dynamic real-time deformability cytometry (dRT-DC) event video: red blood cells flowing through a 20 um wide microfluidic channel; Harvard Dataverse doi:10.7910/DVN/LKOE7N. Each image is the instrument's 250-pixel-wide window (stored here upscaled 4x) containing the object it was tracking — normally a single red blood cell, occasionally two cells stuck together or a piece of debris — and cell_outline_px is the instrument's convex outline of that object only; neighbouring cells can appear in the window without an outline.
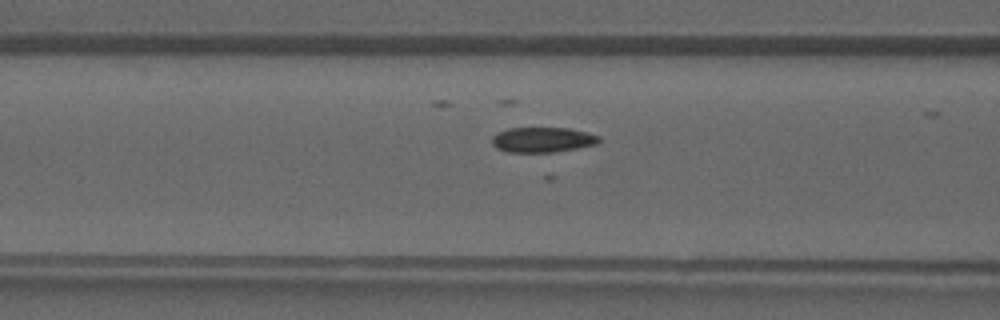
{"species": "common noctule bat (a hibernating species)", "species_latin": "Nyctalus noctula", "temperature_condition": "warm", "stored_images_in_passage": 22, "camera_frame_rate_fps": 3000, "um_per_image_px": 0.085, "animal": {"sex": "male", "forearm_length_mm": 52.5}, "frame": {"image": 1, "passage_image": 6, "time_ms": 1.667, "image_size_px": [1000, 320], "cell_outline_px": [[600, 144], [552, 152], [508, 152], [496, 148], [492, 144], [492, 136], [508, 128], [568, 128], [588, 132], [600, 136]], "centroid_in_image_um": [46.15, 11.88], "position_along_channel_um": 120.5, "area_um2": 15.72}}
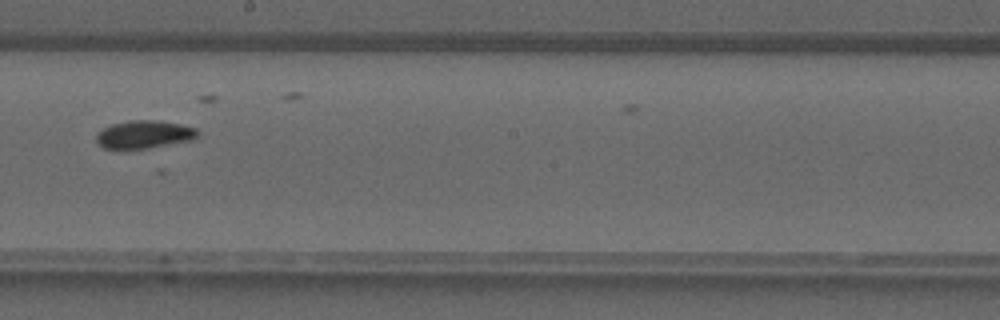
{"frame": {"image": 2, "passage_image": 13, "time_ms": 4.0, "image_size_px": [1000, 320], "cell_outline_px": [[200, 132], [192, 140], [148, 148], [104, 148], [96, 140], [96, 132], [112, 124], [128, 120], [156, 120], [180, 124], [196, 128]], "centroid_in_image_um": [12.26, 11.41], "position_along_channel_um": 235.9, "area_um2": 16.36}}
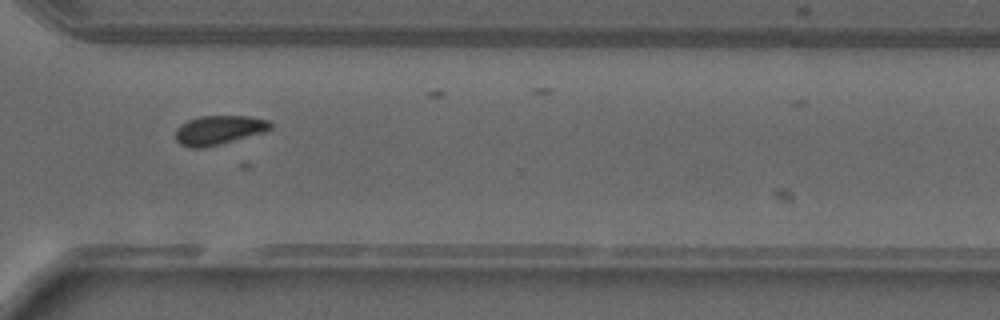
{"frame": {"image": 3, "passage_image": 20, "time_ms": 6.333, "image_size_px": [1000, 320], "cell_outline_px": [[272, 128], [264, 132], [220, 144], [204, 148], [188, 148], [180, 144], [176, 140], [176, 128], [180, 124], [188, 120], [200, 116], [248, 116], [268, 120], [272, 124]], "centroid_in_image_um": [18.58, 11.06], "position_along_channel_um": 352.0, "area_um2": 16.18}}